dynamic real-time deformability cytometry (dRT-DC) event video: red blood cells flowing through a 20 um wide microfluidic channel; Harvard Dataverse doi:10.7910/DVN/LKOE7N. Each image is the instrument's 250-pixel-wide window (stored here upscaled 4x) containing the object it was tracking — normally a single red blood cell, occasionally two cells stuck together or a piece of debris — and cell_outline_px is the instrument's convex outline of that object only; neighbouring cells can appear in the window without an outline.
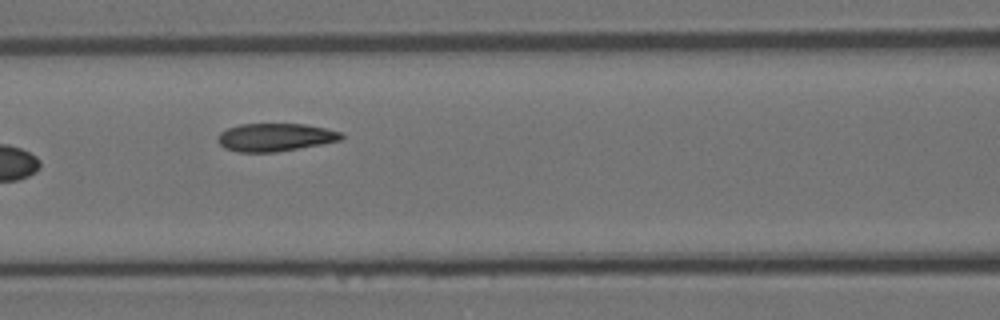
{"species": "Egyptian fruit bat (a non-hibernating species)", "species_latin": "Rousettus aegyptiacus", "temperature_condition": "room temperature", "stored_images_in_passage": 11, "camera_frame_rate_fps": 3000, "um_per_image_px": 0.085, "animal": {"sex": "female"}, "frame": {"image": 1, "passage_image": 7, "time_ms": 2.0, "image_size_px": [1000, 320], "cell_outline_px": [[344, 136], [340, 140], [320, 144], [276, 152], [236, 152], [224, 148], [216, 140], [216, 136], [220, 132], [228, 128], [240, 124], [304, 124], [324, 128], [340, 132]], "centroid_in_image_um": [23.32, 11.67], "position_along_channel_um": 143.3, "area_um2": 20.06}}
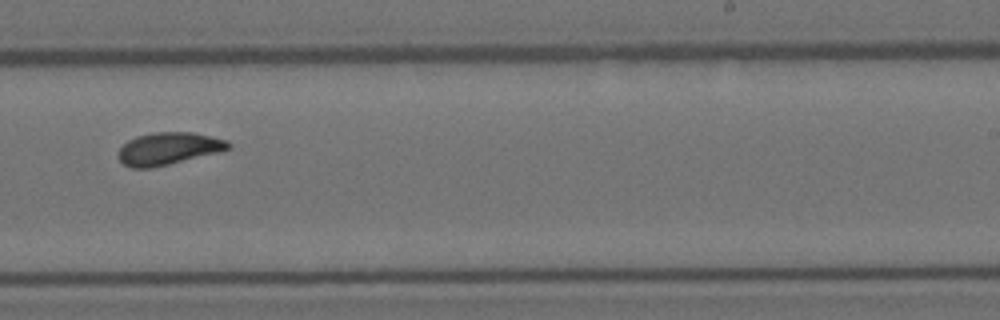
{"frame": {"image": 2, "passage_image": 10, "time_ms": 3.0, "image_size_px": [1000, 320], "cell_outline_px": [[232, 148], [152, 168], [132, 168], [124, 164], [116, 156], [120, 148], [128, 140], [136, 136], [156, 132], [192, 132], [228, 140], [232, 144]], "centroid_in_image_um": [14.3, 12.62], "position_along_channel_um": 274.7, "area_um2": 20.58}}
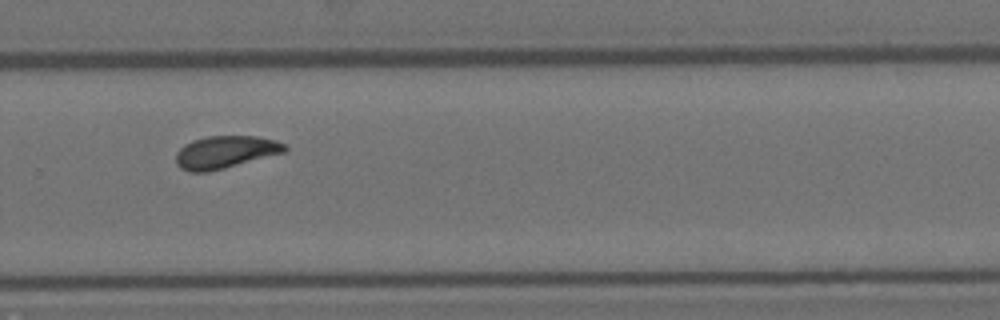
{"frame": {"image": 3, "passage_image": 11, "time_ms": 3.333, "image_size_px": [1000, 320], "cell_outline_px": [[288, 148], [284, 152], [224, 168], [208, 172], [188, 172], [180, 168], [176, 164], [176, 152], [184, 144], [192, 140], [208, 136], [256, 136], [276, 140], [284, 144]], "centroid_in_image_um": [19.11, 12.93], "position_along_channel_um": 310.7, "area_um2": 20.58}}